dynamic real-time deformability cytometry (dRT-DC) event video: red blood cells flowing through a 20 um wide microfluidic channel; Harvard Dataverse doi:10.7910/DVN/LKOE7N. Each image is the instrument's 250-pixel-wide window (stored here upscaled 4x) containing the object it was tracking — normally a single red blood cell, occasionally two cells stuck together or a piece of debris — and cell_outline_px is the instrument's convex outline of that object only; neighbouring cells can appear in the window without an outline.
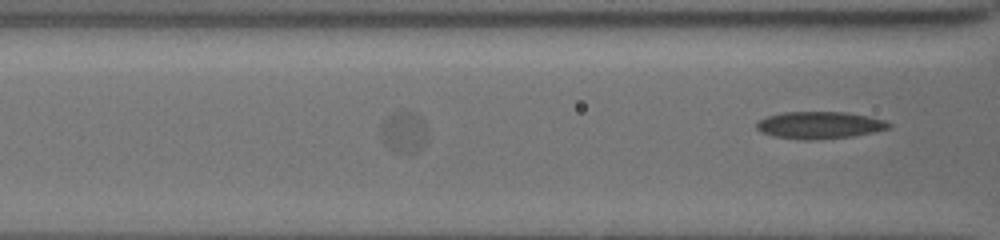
{"species": "common noctule bat (a hibernating species)", "species_latin": "Nyctalus noctula", "temperature_condition": "cold", "stored_images_in_passage": 27, "segment_of_instrument_passage": [2, 2], "camera_frame_rate_fps": 3000, "um_per_image_px": 0.085, "animal": {"sex": "female", "body_mass_g": 19.5, "forearm_length_mm": 54.1}, "frame": {"image": 1, "passage_image": 27, "time_ms": 6.0, "image_size_px": [1000, 240], "cell_outline_px": [[892, 124], [888, 128], [872, 132], [852, 136], [812, 140], [804, 140], [776, 136], [760, 132], [756, 128], [756, 124], [760, 120], [768, 116], [784, 112], [844, 112], [868, 116], [884, 120]], "centroid_in_image_um": [69.65, 10.63], "position_along_channel_um": 97.0, "area_um2": 20.63}}